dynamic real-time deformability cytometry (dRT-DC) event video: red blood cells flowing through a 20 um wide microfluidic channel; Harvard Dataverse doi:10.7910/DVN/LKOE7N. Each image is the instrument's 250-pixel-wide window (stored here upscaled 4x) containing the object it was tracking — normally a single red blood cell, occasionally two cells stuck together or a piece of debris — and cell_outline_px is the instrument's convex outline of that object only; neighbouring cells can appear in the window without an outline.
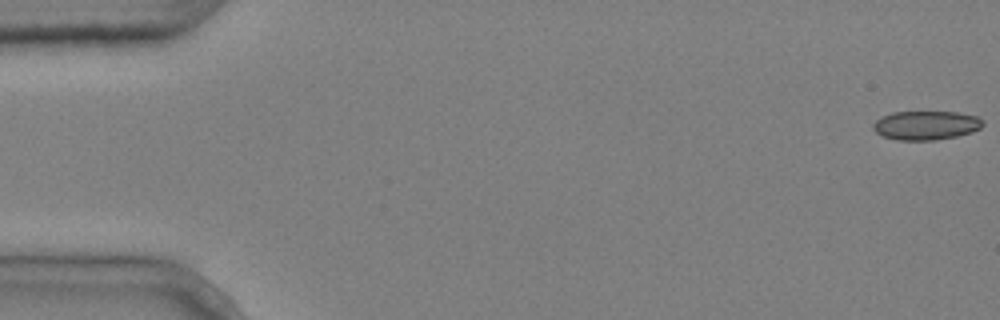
{"species": "common noctule bat (a hibernating species)", "species_latin": "Nyctalus noctula", "temperature_condition": "cold", "stored_images_in_passage": 9, "camera_frame_rate_fps": 3000, "um_per_image_px": 0.085, "animal": {"sex": "male", "body_mass_g": 20.4}, "frame": {"image": 1, "passage_image": 1, "time_ms": 0.0, "image_size_px": [1000, 320], "cell_outline_px": [[984, 124], [980, 128], [972, 132], [956, 136], [936, 140], [896, 140], [884, 136], [876, 132], [872, 128], [872, 124], [876, 120], [892, 112], [956, 112], [976, 116], [984, 120]], "centroid_in_image_um": [78.72, 10.65], "position_along_channel_um": 6.3, "area_um2": 18.5}}
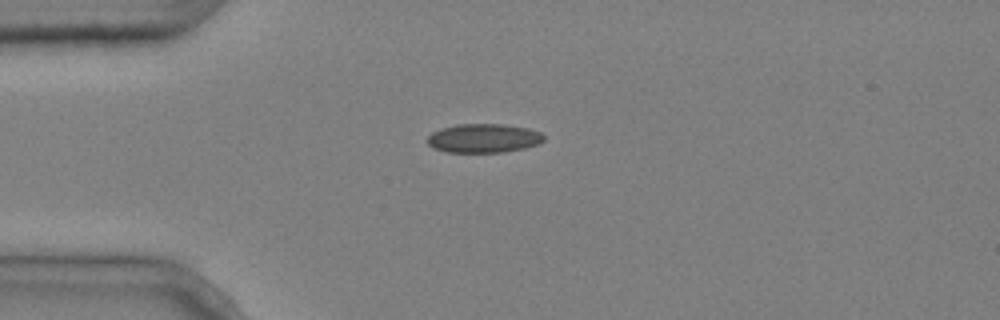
{"frame": {"image": 2, "passage_image": 4, "time_ms": 1.0, "image_size_px": [1000, 320], "cell_outline_px": [[544, 140], [540, 144], [524, 148], [504, 152], [448, 152], [432, 148], [424, 140], [432, 132], [440, 128], [456, 124], [504, 124], [528, 128], [540, 132], [544, 136]], "centroid_in_image_um": [41.08, 11.75], "position_along_channel_um": 43.9, "area_um2": 19.88}}
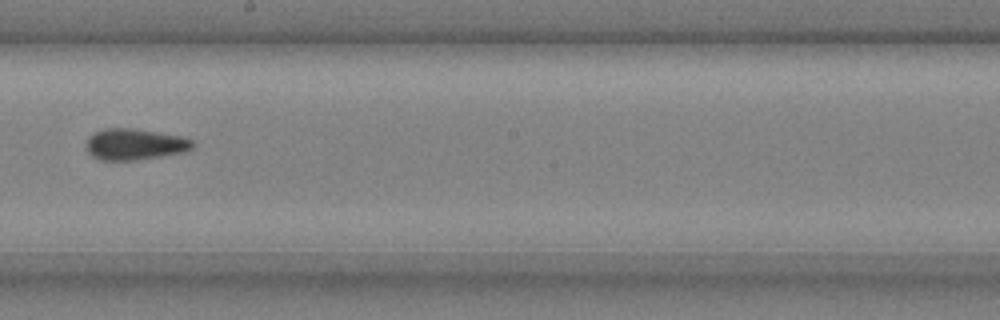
{"frame": {"image": 3, "passage_image": 9, "time_ms": 2.667, "image_size_px": [1000, 320], "cell_outline_px": [[196, 144], [192, 148], [184, 152], [160, 156], [132, 160], [100, 160], [92, 156], [84, 148], [84, 144], [88, 136], [92, 132], [104, 128], [132, 128], [184, 136], [192, 140]], "centroid_in_image_um": [11.41, 12.25], "position_along_channel_um": 236.8, "area_um2": 19.71}}